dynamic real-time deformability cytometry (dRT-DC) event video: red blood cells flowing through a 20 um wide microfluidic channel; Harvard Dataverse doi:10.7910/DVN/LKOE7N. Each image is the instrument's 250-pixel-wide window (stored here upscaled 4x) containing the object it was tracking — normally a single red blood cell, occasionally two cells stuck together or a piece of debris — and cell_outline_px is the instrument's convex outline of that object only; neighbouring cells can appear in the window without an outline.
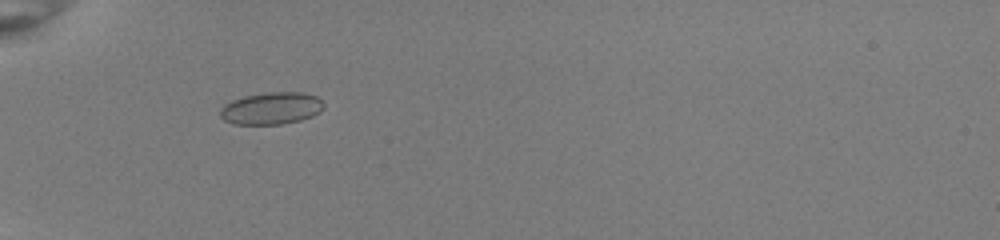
{"species": "common noctule bat (a hibernating species)", "species_latin": "Nyctalus noctula", "temperature_condition": "room temperature", "stored_images_in_passage": 35, "camera_frame_rate_fps": 3000, "um_per_image_px": 0.085, "animal": {"sex": "female", "body_mass_g": 22.0, "forearm_length_mm": 56.7}, "frame": {"image": 1, "passage_image": 1, "time_ms": 0.0, "image_size_px": [1000, 240], "cell_outline_px": [[324, 108], [320, 112], [312, 116], [300, 120], [280, 124], [236, 124], [224, 120], [220, 116], [220, 108], [224, 104], [232, 100], [244, 96], [268, 92], [304, 92], [316, 96], [324, 104]], "centroid_in_image_um": [23.07, 9.2], "position_along_channel_um": 61.9, "area_um2": 19.42}}
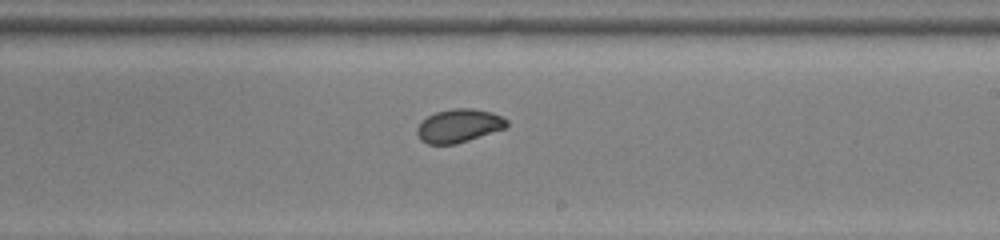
{"frame": {"image": 2, "passage_image": 16, "time_ms": 5.0, "image_size_px": [1000, 240], "cell_outline_px": [[508, 124], [504, 128], [456, 144], [428, 144], [420, 140], [416, 132], [416, 128], [428, 116], [436, 112], [452, 108], [472, 108], [492, 112], [508, 120]], "centroid_in_image_um": [38.98, 10.68], "position_along_channel_um": 250.0, "area_um2": 17.28}}
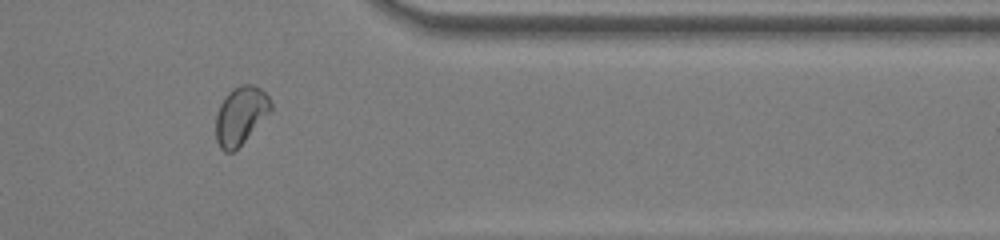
{"frame": {"image": 3, "passage_image": 27, "time_ms": 8.667, "image_size_px": [1000, 240], "cell_outline_px": [[272, 108], [244, 140], [232, 152], [224, 152], [220, 148], [216, 140], [216, 112], [220, 104], [228, 92], [232, 88], [240, 84], [252, 84], [260, 88], [268, 96], [272, 104]], "centroid_in_image_um": [20.41, 9.78], "position_along_channel_um": 391.0, "area_um2": 18.21}, "authors_computed_cell_mechanics": {"area_um2": 17.8602, "velocity_mm_per_s": 3.9939, "shape_relaxation_time_tau1_ms": null, "shape_relaxation_time_tau2_ms": 0.5928, "deformation_change_tau1": null, "deformation_change_tau2": 0.0353}}